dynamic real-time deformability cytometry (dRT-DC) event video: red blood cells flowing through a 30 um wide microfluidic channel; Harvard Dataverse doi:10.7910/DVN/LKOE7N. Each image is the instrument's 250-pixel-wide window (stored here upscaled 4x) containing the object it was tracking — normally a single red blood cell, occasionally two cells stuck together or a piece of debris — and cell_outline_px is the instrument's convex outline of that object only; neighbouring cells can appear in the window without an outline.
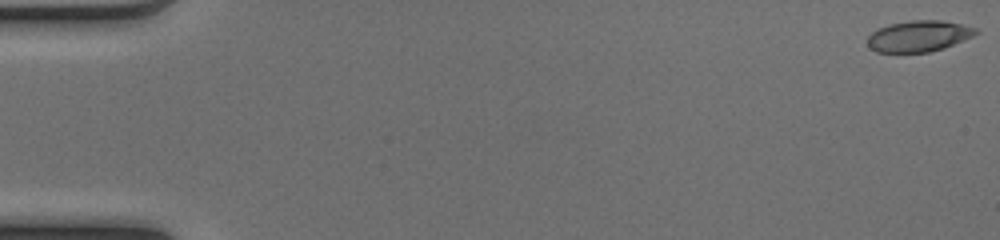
{"species": "common noctule bat (a hibernating species)", "species_latin": "Nyctalus noctula", "temperature_condition": "cold", "stored_images_in_passage": 51, "camera_frame_rate_fps": 3000, "um_per_image_px": 0.085, "animal": {"sex": "female", "body_mass_g": 17.0, "forearm_length_mm": 48.0}, "frame": {"image": 1, "passage_image": 1, "time_ms": 0.0, "image_size_px": [1000, 240], "cell_outline_px": [[980, 32], [972, 36], [944, 48], [928, 52], [876, 52], [868, 44], [868, 36], [876, 28], [888, 24], [912, 20], [940, 20], [960, 24], [976, 28]], "centroid_in_image_um": [78.08, 3.06], "position_along_channel_um": 6.9, "area_um2": 19.54}}
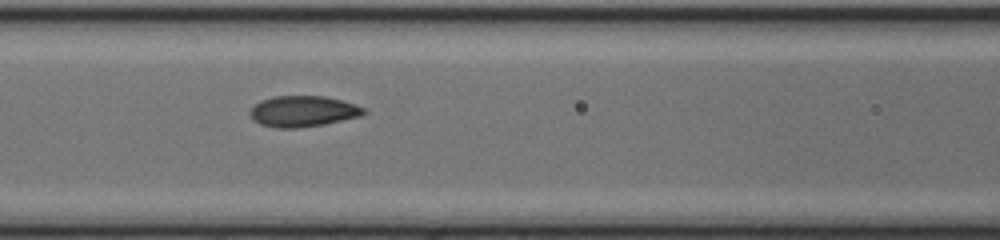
{"frame": {"image": 2, "passage_image": 23, "time_ms": 7.333, "image_size_px": [1000, 240], "cell_outline_px": [[368, 112], [360, 116], [324, 124], [296, 128], [276, 128], [260, 124], [252, 120], [248, 112], [260, 100], [272, 96], [324, 96], [340, 100], [364, 108]], "centroid_in_image_um": [25.7, 9.46], "position_along_channel_um": 140.9, "area_um2": 20.46}}
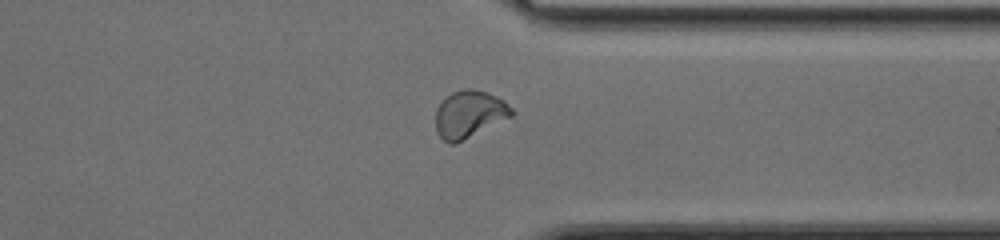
{"frame": {"image": 3, "passage_image": 40, "time_ms": 13.0, "image_size_px": [1000, 240], "cell_outline_px": [[516, 112], [512, 116], [456, 144], [448, 144], [436, 132], [436, 108], [452, 92], [464, 88], [472, 88], [488, 92], [504, 100]], "centroid_in_image_um": [39.9, 9.7], "position_along_channel_um": 371.5, "area_um2": 21.04}, "authors_computed_cell_mechanics": {"area_um2": 20.23, "velocity_mm_per_s": 4.1026, "shape_relaxation_time_tau1_ms": 7.6824, "shape_relaxation_time_tau2_ms": 0.788, "deformation_change_tau1": 0.211, "deformation_change_tau2": 0.0386}}